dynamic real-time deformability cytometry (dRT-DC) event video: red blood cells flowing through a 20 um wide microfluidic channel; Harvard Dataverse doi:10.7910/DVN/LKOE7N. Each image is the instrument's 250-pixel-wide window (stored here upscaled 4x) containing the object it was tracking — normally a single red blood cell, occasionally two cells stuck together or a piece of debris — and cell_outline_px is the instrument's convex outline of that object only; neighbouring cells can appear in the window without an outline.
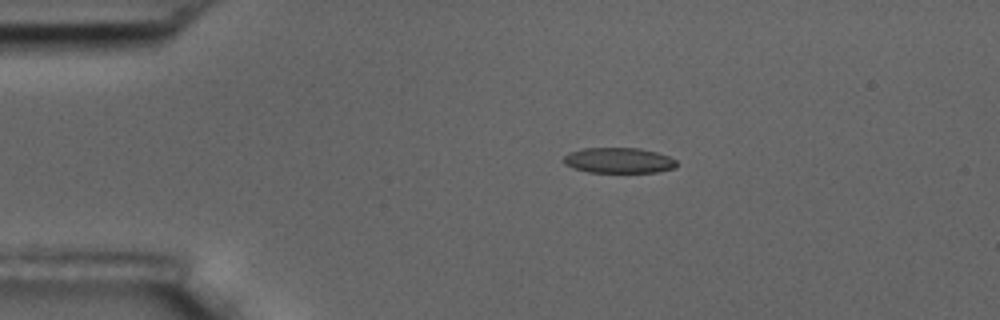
{"species": "common noctule bat (a hibernating species)", "species_latin": "Nyctalus noctula", "temperature_condition": "room temperature", "stored_images_in_passage": 6, "camera_frame_rate_fps": 3000, "um_per_image_px": 0.085, "animal": {"sex": "male", "body_mass_g": 17.5, "forearm_length_mm": 52.3}, "frame": {"image": 1, "passage_image": 1, "time_ms": 0.0, "image_size_px": [1000, 320], "cell_outline_px": [[676, 168], [656, 172], [588, 172], [572, 168], [564, 164], [564, 156], [568, 152], [584, 148], [640, 148], [656, 152], [668, 156], [676, 160]], "centroid_in_image_um": [52.57, 13.63], "position_along_channel_um": 32.4, "area_um2": 16.82}}
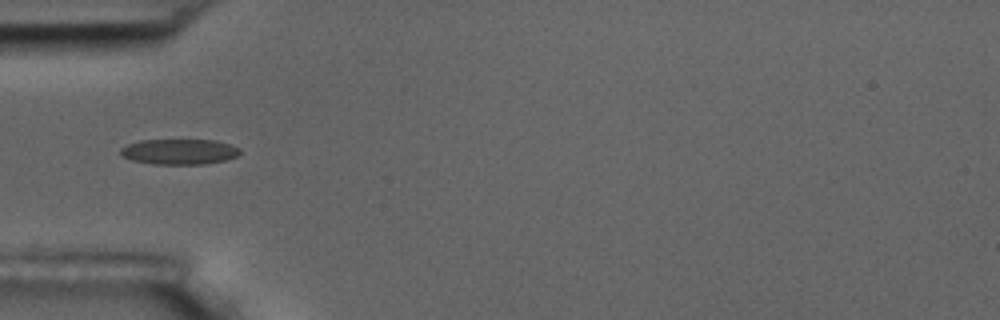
{"frame": {"image": 2, "passage_image": 3, "time_ms": 2.333, "image_size_px": [1000, 320], "cell_outline_px": [[240, 152], [236, 156], [228, 160], [204, 164], [152, 164], [132, 160], [124, 156], [120, 152], [120, 148], [128, 144], [140, 140], [216, 140], [240, 148]], "centroid_in_image_um": [15.25, 12.89], "position_along_channel_um": 69.7, "area_um2": 17.69}}
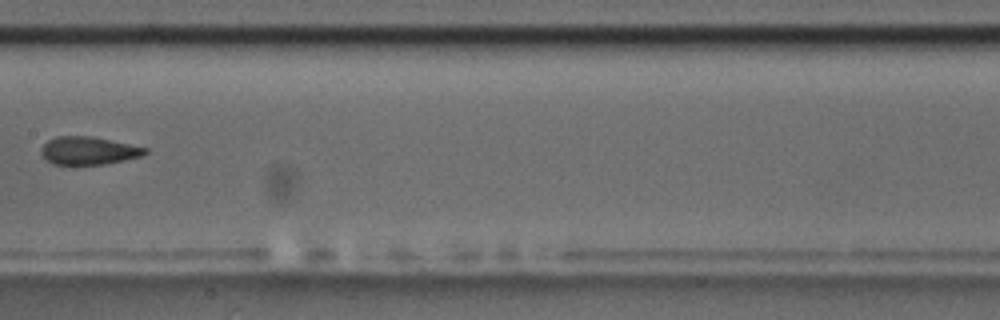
{"frame": {"image": 3, "passage_image": 6, "time_ms": 6.0, "image_size_px": [1000, 320], "cell_outline_px": [[148, 152], [140, 156], [124, 160], [104, 164], [52, 164], [40, 152], [40, 148], [48, 140], [56, 136], [92, 136], [148, 148]], "centroid_in_image_um": [7.51, 12.79], "position_along_channel_um": 199.9, "area_um2": 16.76}}